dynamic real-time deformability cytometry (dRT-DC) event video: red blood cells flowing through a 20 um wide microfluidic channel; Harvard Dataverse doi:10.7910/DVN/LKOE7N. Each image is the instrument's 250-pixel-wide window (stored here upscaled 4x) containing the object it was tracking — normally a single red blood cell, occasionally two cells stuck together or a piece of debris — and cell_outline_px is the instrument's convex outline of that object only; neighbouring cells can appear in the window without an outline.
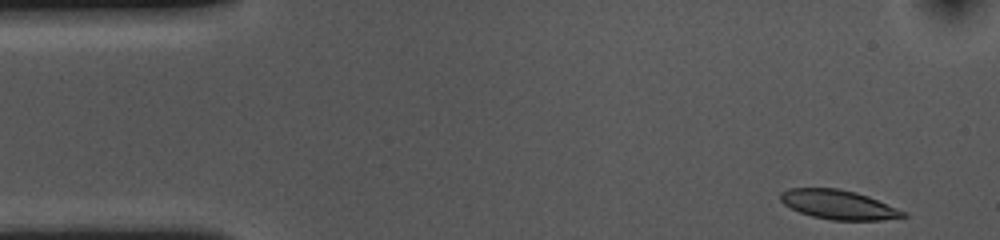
{"species": "common noctule bat (a hibernating species)", "species_latin": "Nyctalus noctula", "temperature_condition": "cold", "stored_images_in_passage": 43, "camera_frame_rate_fps": 3000, "um_per_image_px": 0.085, "animal": {"sex": "female", "body_mass_g": 10.0, "forearm_length_mm": 53.1}, "frame": {"image": 1, "passage_image": 1, "time_ms": 0.0, "image_size_px": [1000, 240], "cell_outline_px": [[908, 216], [880, 220], [832, 220], [812, 216], [800, 212], [784, 204], [780, 200], [780, 192], [788, 188], [836, 188], [856, 192], [868, 196], [908, 212]], "centroid_in_image_um": [71.28, 17.39], "position_along_channel_um": 13.7, "area_um2": 20.92}}
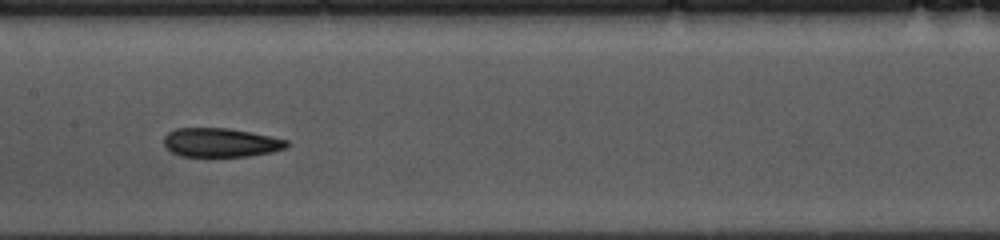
{"frame": {"image": 2, "passage_image": 23, "time_ms": 7.333, "image_size_px": [1000, 240], "cell_outline_px": [[288, 144], [284, 148], [272, 152], [248, 156], [180, 156], [172, 152], [164, 144], [164, 136], [168, 132], [176, 128], [228, 128], [252, 132], [288, 140]], "centroid_in_image_um": [18.75, 12.11], "position_along_channel_um": 188.7, "area_um2": 20.63}}
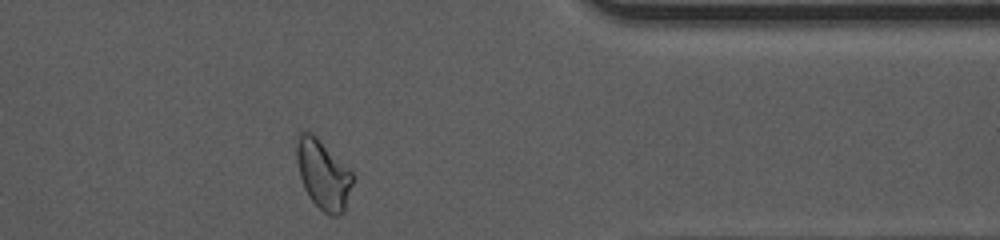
{"frame": {"image": 3, "passage_image": 41, "time_ms": 13.333, "image_size_px": [1000, 240], "cell_outline_px": [[356, 176], [344, 212], [340, 216], [328, 216], [308, 196], [304, 188], [300, 176], [296, 160], [296, 144], [300, 132], [312, 132]], "centroid_in_image_um": [27.49, 14.87], "position_along_channel_um": 383.9, "area_um2": 22.77}, "authors_computed_cell_mechanics": {"area_um2": 21.5594, "velocity_mm_per_s": 3.5845, "shape_relaxation_time_tau1_ms": null, "shape_relaxation_time_tau2_ms": 4.6764, "deformation_change_tau1": null, "deformation_change_tau2": 0.119}}